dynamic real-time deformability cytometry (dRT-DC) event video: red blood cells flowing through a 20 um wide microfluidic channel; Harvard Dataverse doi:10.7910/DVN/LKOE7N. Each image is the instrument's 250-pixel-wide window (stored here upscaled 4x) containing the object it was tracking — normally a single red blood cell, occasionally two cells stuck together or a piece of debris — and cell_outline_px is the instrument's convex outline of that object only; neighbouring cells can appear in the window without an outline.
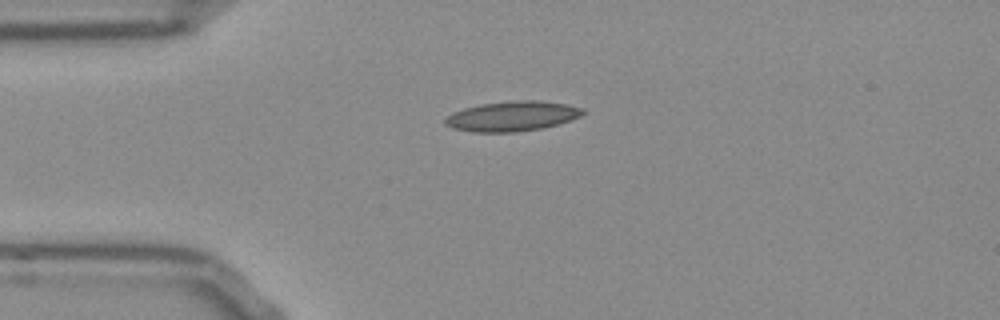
{"species": "Egyptian fruit bat (a non-hibernating species)", "species_latin": "Rousettus aegyptiacus", "temperature_condition": "room temperature", "stored_images_in_passage": 41, "camera_frame_rate_fps": 3000, "um_per_image_px": 0.085, "frame": {"image": 1, "passage_image": 1, "time_ms": 0.0, "image_size_px": [1000, 320], "cell_outline_px": [[588, 112], [572, 120], [540, 128], [516, 132], [472, 132], [452, 128], [444, 124], [444, 120], [452, 112], [464, 108], [480, 104], [516, 100], [536, 100], [564, 104], [584, 108]], "centroid_in_image_um": [43.53, 9.87], "position_along_channel_um": 41.5, "area_um2": 24.04}}
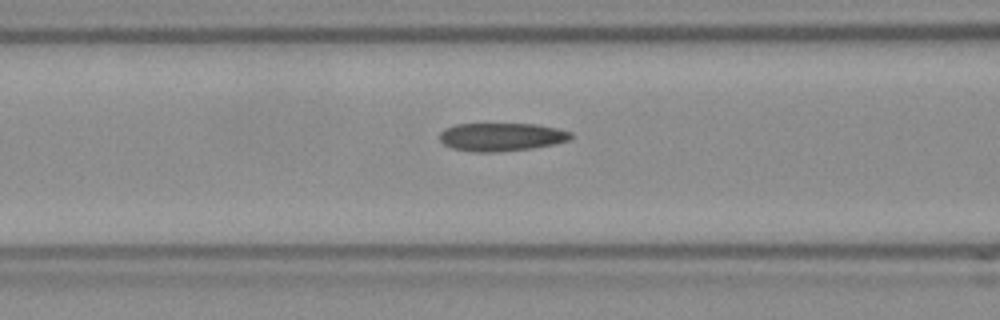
{"frame": {"image": 2, "passage_image": 9, "time_ms": 2.667, "image_size_px": [1000, 320], "cell_outline_px": [[572, 136], [568, 140], [556, 144], [532, 148], [496, 152], [472, 152], [452, 148], [444, 144], [440, 140], [440, 132], [444, 128], [456, 124], [536, 124], [556, 128], [572, 132]], "centroid_in_image_um": [42.61, 11.64], "position_along_channel_um": 124.0, "area_um2": 21.62}}
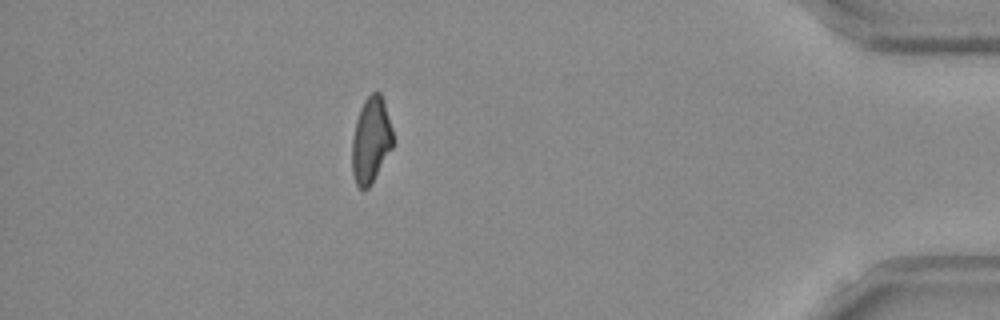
{"frame": {"image": 3, "passage_image": 35, "time_ms": 11.333, "image_size_px": [1000, 320], "cell_outline_px": [[392, 148], [368, 188], [360, 188], [356, 184], [352, 172], [352, 140], [356, 120], [360, 108], [364, 100], [372, 92], [380, 92], [384, 100], [392, 128]], "centroid_in_image_um": [31.52, 11.88], "position_along_channel_um": 403.7, "area_um2": 20.23}, "authors_computed_cell_mechanics": {"area_um2": 21.386, "velocity_mm_per_s": 3.8102, "shape_relaxation_time_tau1_ms": null, "shape_relaxation_time_tau2_ms": 3.2323, "deformation_change_tau1": null, "deformation_change_tau2": 0.1084}}